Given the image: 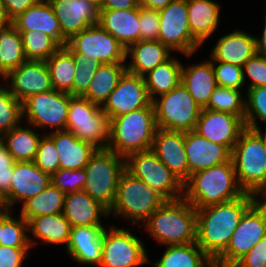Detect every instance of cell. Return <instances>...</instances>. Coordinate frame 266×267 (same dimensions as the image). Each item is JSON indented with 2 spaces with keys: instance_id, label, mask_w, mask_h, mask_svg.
Masks as SVG:
<instances>
[{
  "instance_id": "cell-17",
  "label": "cell",
  "mask_w": 266,
  "mask_h": 267,
  "mask_svg": "<svg viewBox=\"0 0 266 267\" xmlns=\"http://www.w3.org/2000/svg\"><path fill=\"white\" fill-rule=\"evenodd\" d=\"M246 129L245 121L236 115L203 108L194 131L231 151Z\"/></svg>"
},
{
  "instance_id": "cell-12",
  "label": "cell",
  "mask_w": 266,
  "mask_h": 267,
  "mask_svg": "<svg viewBox=\"0 0 266 267\" xmlns=\"http://www.w3.org/2000/svg\"><path fill=\"white\" fill-rule=\"evenodd\" d=\"M144 242L127 228H105L99 267H137L149 263Z\"/></svg>"
},
{
  "instance_id": "cell-14",
  "label": "cell",
  "mask_w": 266,
  "mask_h": 267,
  "mask_svg": "<svg viewBox=\"0 0 266 267\" xmlns=\"http://www.w3.org/2000/svg\"><path fill=\"white\" fill-rule=\"evenodd\" d=\"M160 29L158 41L172 51L191 57L200 48L192 37L188 21L187 0H174L159 11Z\"/></svg>"
},
{
  "instance_id": "cell-49",
  "label": "cell",
  "mask_w": 266,
  "mask_h": 267,
  "mask_svg": "<svg viewBox=\"0 0 266 267\" xmlns=\"http://www.w3.org/2000/svg\"><path fill=\"white\" fill-rule=\"evenodd\" d=\"M243 78L251 80L247 88L266 86V57L255 53L242 67ZM247 74V75H246ZM247 76V77H246Z\"/></svg>"
},
{
  "instance_id": "cell-26",
  "label": "cell",
  "mask_w": 266,
  "mask_h": 267,
  "mask_svg": "<svg viewBox=\"0 0 266 267\" xmlns=\"http://www.w3.org/2000/svg\"><path fill=\"white\" fill-rule=\"evenodd\" d=\"M63 214L71 227L104 226L100 217H108V210L84 190L66 193Z\"/></svg>"
},
{
  "instance_id": "cell-5",
  "label": "cell",
  "mask_w": 266,
  "mask_h": 267,
  "mask_svg": "<svg viewBox=\"0 0 266 267\" xmlns=\"http://www.w3.org/2000/svg\"><path fill=\"white\" fill-rule=\"evenodd\" d=\"M231 159L240 188L266 198V147L263 136L246 128L232 149Z\"/></svg>"
},
{
  "instance_id": "cell-9",
  "label": "cell",
  "mask_w": 266,
  "mask_h": 267,
  "mask_svg": "<svg viewBox=\"0 0 266 267\" xmlns=\"http://www.w3.org/2000/svg\"><path fill=\"white\" fill-rule=\"evenodd\" d=\"M266 236V198H258L242 215L227 249L213 262L218 267H232Z\"/></svg>"
},
{
  "instance_id": "cell-64",
  "label": "cell",
  "mask_w": 266,
  "mask_h": 267,
  "mask_svg": "<svg viewBox=\"0 0 266 267\" xmlns=\"http://www.w3.org/2000/svg\"><path fill=\"white\" fill-rule=\"evenodd\" d=\"M262 136H263V139H264V142H265V147H266V130L264 131V133L262 132L261 133V130H257Z\"/></svg>"
},
{
  "instance_id": "cell-41",
  "label": "cell",
  "mask_w": 266,
  "mask_h": 267,
  "mask_svg": "<svg viewBox=\"0 0 266 267\" xmlns=\"http://www.w3.org/2000/svg\"><path fill=\"white\" fill-rule=\"evenodd\" d=\"M12 209L3 212V228L0 245L13 248H32L29 241L28 222L19 214L13 217Z\"/></svg>"
},
{
  "instance_id": "cell-48",
  "label": "cell",
  "mask_w": 266,
  "mask_h": 267,
  "mask_svg": "<svg viewBox=\"0 0 266 267\" xmlns=\"http://www.w3.org/2000/svg\"><path fill=\"white\" fill-rule=\"evenodd\" d=\"M218 86L240 90L245 84L242 67L224 62H212Z\"/></svg>"
},
{
  "instance_id": "cell-30",
  "label": "cell",
  "mask_w": 266,
  "mask_h": 267,
  "mask_svg": "<svg viewBox=\"0 0 266 267\" xmlns=\"http://www.w3.org/2000/svg\"><path fill=\"white\" fill-rule=\"evenodd\" d=\"M187 9L191 35L202 45L220 24V4L214 0H187Z\"/></svg>"
},
{
  "instance_id": "cell-3",
  "label": "cell",
  "mask_w": 266,
  "mask_h": 267,
  "mask_svg": "<svg viewBox=\"0 0 266 267\" xmlns=\"http://www.w3.org/2000/svg\"><path fill=\"white\" fill-rule=\"evenodd\" d=\"M232 159L193 173L184 184V198L195 208L224 203L241 197Z\"/></svg>"
},
{
  "instance_id": "cell-13",
  "label": "cell",
  "mask_w": 266,
  "mask_h": 267,
  "mask_svg": "<svg viewBox=\"0 0 266 267\" xmlns=\"http://www.w3.org/2000/svg\"><path fill=\"white\" fill-rule=\"evenodd\" d=\"M70 94L51 90L30 96L22 103L23 118L27 126L66 130Z\"/></svg>"
},
{
  "instance_id": "cell-40",
  "label": "cell",
  "mask_w": 266,
  "mask_h": 267,
  "mask_svg": "<svg viewBox=\"0 0 266 267\" xmlns=\"http://www.w3.org/2000/svg\"><path fill=\"white\" fill-rule=\"evenodd\" d=\"M19 33L22 35L23 50L27 60L46 61L61 47L53 37L41 31Z\"/></svg>"
},
{
  "instance_id": "cell-56",
  "label": "cell",
  "mask_w": 266,
  "mask_h": 267,
  "mask_svg": "<svg viewBox=\"0 0 266 267\" xmlns=\"http://www.w3.org/2000/svg\"><path fill=\"white\" fill-rule=\"evenodd\" d=\"M174 0H139V6L153 9L156 11H161L167 7L170 2Z\"/></svg>"
},
{
  "instance_id": "cell-63",
  "label": "cell",
  "mask_w": 266,
  "mask_h": 267,
  "mask_svg": "<svg viewBox=\"0 0 266 267\" xmlns=\"http://www.w3.org/2000/svg\"><path fill=\"white\" fill-rule=\"evenodd\" d=\"M3 228V212L0 213V239H1V230Z\"/></svg>"
},
{
  "instance_id": "cell-20",
  "label": "cell",
  "mask_w": 266,
  "mask_h": 267,
  "mask_svg": "<svg viewBox=\"0 0 266 267\" xmlns=\"http://www.w3.org/2000/svg\"><path fill=\"white\" fill-rule=\"evenodd\" d=\"M151 150L183 184L189 180L185 132L158 128Z\"/></svg>"
},
{
  "instance_id": "cell-42",
  "label": "cell",
  "mask_w": 266,
  "mask_h": 267,
  "mask_svg": "<svg viewBox=\"0 0 266 267\" xmlns=\"http://www.w3.org/2000/svg\"><path fill=\"white\" fill-rule=\"evenodd\" d=\"M235 88L217 86L205 109L233 114L245 119V99Z\"/></svg>"
},
{
  "instance_id": "cell-2",
  "label": "cell",
  "mask_w": 266,
  "mask_h": 267,
  "mask_svg": "<svg viewBox=\"0 0 266 267\" xmlns=\"http://www.w3.org/2000/svg\"><path fill=\"white\" fill-rule=\"evenodd\" d=\"M142 225L151 238L165 246L197 240L196 209L184 197L166 200Z\"/></svg>"
},
{
  "instance_id": "cell-11",
  "label": "cell",
  "mask_w": 266,
  "mask_h": 267,
  "mask_svg": "<svg viewBox=\"0 0 266 267\" xmlns=\"http://www.w3.org/2000/svg\"><path fill=\"white\" fill-rule=\"evenodd\" d=\"M125 169L166 200H177L184 196V184L151 149L128 155L125 158Z\"/></svg>"
},
{
  "instance_id": "cell-23",
  "label": "cell",
  "mask_w": 266,
  "mask_h": 267,
  "mask_svg": "<svg viewBox=\"0 0 266 267\" xmlns=\"http://www.w3.org/2000/svg\"><path fill=\"white\" fill-rule=\"evenodd\" d=\"M51 183V175L39 169L34 162H15L11 177L10 209L38 195Z\"/></svg>"
},
{
  "instance_id": "cell-33",
  "label": "cell",
  "mask_w": 266,
  "mask_h": 267,
  "mask_svg": "<svg viewBox=\"0 0 266 267\" xmlns=\"http://www.w3.org/2000/svg\"><path fill=\"white\" fill-rule=\"evenodd\" d=\"M126 71V63L101 64L82 96L92 103L102 106Z\"/></svg>"
},
{
  "instance_id": "cell-43",
  "label": "cell",
  "mask_w": 266,
  "mask_h": 267,
  "mask_svg": "<svg viewBox=\"0 0 266 267\" xmlns=\"http://www.w3.org/2000/svg\"><path fill=\"white\" fill-rule=\"evenodd\" d=\"M245 98L246 128L259 130L258 120L266 124V86L248 88Z\"/></svg>"
},
{
  "instance_id": "cell-28",
  "label": "cell",
  "mask_w": 266,
  "mask_h": 267,
  "mask_svg": "<svg viewBox=\"0 0 266 267\" xmlns=\"http://www.w3.org/2000/svg\"><path fill=\"white\" fill-rule=\"evenodd\" d=\"M173 52L167 45L160 41H138L126 49V69L132 74L144 76L171 58Z\"/></svg>"
},
{
  "instance_id": "cell-16",
  "label": "cell",
  "mask_w": 266,
  "mask_h": 267,
  "mask_svg": "<svg viewBox=\"0 0 266 267\" xmlns=\"http://www.w3.org/2000/svg\"><path fill=\"white\" fill-rule=\"evenodd\" d=\"M151 102L144 77L126 71L101 109L111 120L147 107Z\"/></svg>"
},
{
  "instance_id": "cell-25",
  "label": "cell",
  "mask_w": 266,
  "mask_h": 267,
  "mask_svg": "<svg viewBox=\"0 0 266 267\" xmlns=\"http://www.w3.org/2000/svg\"><path fill=\"white\" fill-rule=\"evenodd\" d=\"M125 49L140 41V6L126 10H99V23Z\"/></svg>"
},
{
  "instance_id": "cell-6",
  "label": "cell",
  "mask_w": 266,
  "mask_h": 267,
  "mask_svg": "<svg viewBox=\"0 0 266 267\" xmlns=\"http://www.w3.org/2000/svg\"><path fill=\"white\" fill-rule=\"evenodd\" d=\"M165 201L162 195L125 169L119 178L115 201L108 214L128 219L132 225L143 224Z\"/></svg>"
},
{
  "instance_id": "cell-7",
  "label": "cell",
  "mask_w": 266,
  "mask_h": 267,
  "mask_svg": "<svg viewBox=\"0 0 266 267\" xmlns=\"http://www.w3.org/2000/svg\"><path fill=\"white\" fill-rule=\"evenodd\" d=\"M84 170L86 182L82 190L109 211L125 170V158L109 149H97Z\"/></svg>"
},
{
  "instance_id": "cell-37",
  "label": "cell",
  "mask_w": 266,
  "mask_h": 267,
  "mask_svg": "<svg viewBox=\"0 0 266 267\" xmlns=\"http://www.w3.org/2000/svg\"><path fill=\"white\" fill-rule=\"evenodd\" d=\"M26 61L22 35L15 26L0 29V78Z\"/></svg>"
},
{
  "instance_id": "cell-50",
  "label": "cell",
  "mask_w": 266,
  "mask_h": 267,
  "mask_svg": "<svg viewBox=\"0 0 266 267\" xmlns=\"http://www.w3.org/2000/svg\"><path fill=\"white\" fill-rule=\"evenodd\" d=\"M159 29V11L140 6V40L158 41Z\"/></svg>"
},
{
  "instance_id": "cell-55",
  "label": "cell",
  "mask_w": 266,
  "mask_h": 267,
  "mask_svg": "<svg viewBox=\"0 0 266 267\" xmlns=\"http://www.w3.org/2000/svg\"><path fill=\"white\" fill-rule=\"evenodd\" d=\"M12 175L13 171L0 173V193L5 197L9 208H10V190H11Z\"/></svg>"
},
{
  "instance_id": "cell-4",
  "label": "cell",
  "mask_w": 266,
  "mask_h": 267,
  "mask_svg": "<svg viewBox=\"0 0 266 267\" xmlns=\"http://www.w3.org/2000/svg\"><path fill=\"white\" fill-rule=\"evenodd\" d=\"M158 127L154 105L140 108L110 120L107 149L126 158L128 155L150 150Z\"/></svg>"
},
{
  "instance_id": "cell-34",
  "label": "cell",
  "mask_w": 266,
  "mask_h": 267,
  "mask_svg": "<svg viewBox=\"0 0 266 267\" xmlns=\"http://www.w3.org/2000/svg\"><path fill=\"white\" fill-rule=\"evenodd\" d=\"M182 63L171 57L163 64L145 74L144 80L151 101L170 92L181 83Z\"/></svg>"
},
{
  "instance_id": "cell-58",
  "label": "cell",
  "mask_w": 266,
  "mask_h": 267,
  "mask_svg": "<svg viewBox=\"0 0 266 267\" xmlns=\"http://www.w3.org/2000/svg\"><path fill=\"white\" fill-rule=\"evenodd\" d=\"M264 29L262 30V36L261 38L255 37L256 42V53L261 54L266 57V12H265V23H264Z\"/></svg>"
},
{
  "instance_id": "cell-10",
  "label": "cell",
  "mask_w": 266,
  "mask_h": 267,
  "mask_svg": "<svg viewBox=\"0 0 266 267\" xmlns=\"http://www.w3.org/2000/svg\"><path fill=\"white\" fill-rule=\"evenodd\" d=\"M152 103L157 127L169 131H194L202 110L181 83Z\"/></svg>"
},
{
  "instance_id": "cell-27",
  "label": "cell",
  "mask_w": 266,
  "mask_h": 267,
  "mask_svg": "<svg viewBox=\"0 0 266 267\" xmlns=\"http://www.w3.org/2000/svg\"><path fill=\"white\" fill-rule=\"evenodd\" d=\"M47 134L54 140L60 169L84 168L97 150L92 144L79 140L72 132L66 130H52Z\"/></svg>"
},
{
  "instance_id": "cell-1",
  "label": "cell",
  "mask_w": 266,
  "mask_h": 267,
  "mask_svg": "<svg viewBox=\"0 0 266 267\" xmlns=\"http://www.w3.org/2000/svg\"><path fill=\"white\" fill-rule=\"evenodd\" d=\"M257 199L244 193L235 200L196 209V243L213 262L227 249L242 215Z\"/></svg>"
},
{
  "instance_id": "cell-8",
  "label": "cell",
  "mask_w": 266,
  "mask_h": 267,
  "mask_svg": "<svg viewBox=\"0 0 266 267\" xmlns=\"http://www.w3.org/2000/svg\"><path fill=\"white\" fill-rule=\"evenodd\" d=\"M110 119L101 106L83 96H71L66 121V131L97 149H107Z\"/></svg>"
},
{
  "instance_id": "cell-15",
  "label": "cell",
  "mask_w": 266,
  "mask_h": 267,
  "mask_svg": "<svg viewBox=\"0 0 266 267\" xmlns=\"http://www.w3.org/2000/svg\"><path fill=\"white\" fill-rule=\"evenodd\" d=\"M72 53H80L101 64L126 63V49L99 24L73 35L65 45Z\"/></svg>"
},
{
  "instance_id": "cell-45",
  "label": "cell",
  "mask_w": 266,
  "mask_h": 267,
  "mask_svg": "<svg viewBox=\"0 0 266 267\" xmlns=\"http://www.w3.org/2000/svg\"><path fill=\"white\" fill-rule=\"evenodd\" d=\"M75 58V75L71 96H82L88 89L96 70L101 65L100 62L90 60L80 53H72Z\"/></svg>"
},
{
  "instance_id": "cell-57",
  "label": "cell",
  "mask_w": 266,
  "mask_h": 267,
  "mask_svg": "<svg viewBox=\"0 0 266 267\" xmlns=\"http://www.w3.org/2000/svg\"><path fill=\"white\" fill-rule=\"evenodd\" d=\"M14 159L13 156L5 151V158H0V173L14 171Z\"/></svg>"
},
{
  "instance_id": "cell-22",
  "label": "cell",
  "mask_w": 266,
  "mask_h": 267,
  "mask_svg": "<svg viewBox=\"0 0 266 267\" xmlns=\"http://www.w3.org/2000/svg\"><path fill=\"white\" fill-rule=\"evenodd\" d=\"M104 231V226L71 227L67 254L81 265L98 267L102 259Z\"/></svg>"
},
{
  "instance_id": "cell-54",
  "label": "cell",
  "mask_w": 266,
  "mask_h": 267,
  "mask_svg": "<svg viewBox=\"0 0 266 267\" xmlns=\"http://www.w3.org/2000/svg\"><path fill=\"white\" fill-rule=\"evenodd\" d=\"M139 6V0H103L100 10H126Z\"/></svg>"
},
{
  "instance_id": "cell-44",
  "label": "cell",
  "mask_w": 266,
  "mask_h": 267,
  "mask_svg": "<svg viewBox=\"0 0 266 267\" xmlns=\"http://www.w3.org/2000/svg\"><path fill=\"white\" fill-rule=\"evenodd\" d=\"M23 119L22 102L0 85V132L7 133L18 127Z\"/></svg>"
},
{
  "instance_id": "cell-60",
  "label": "cell",
  "mask_w": 266,
  "mask_h": 267,
  "mask_svg": "<svg viewBox=\"0 0 266 267\" xmlns=\"http://www.w3.org/2000/svg\"><path fill=\"white\" fill-rule=\"evenodd\" d=\"M6 142L4 133L0 132V158H5Z\"/></svg>"
},
{
  "instance_id": "cell-18",
  "label": "cell",
  "mask_w": 266,
  "mask_h": 267,
  "mask_svg": "<svg viewBox=\"0 0 266 267\" xmlns=\"http://www.w3.org/2000/svg\"><path fill=\"white\" fill-rule=\"evenodd\" d=\"M3 79L5 87L22 103L32 95L53 90L45 61L27 60Z\"/></svg>"
},
{
  "instance_id": "cell-53",
  "label": "cell",
  "mask_w": 266,
  "mask_h": 267,
  "mask_svg": "<svg viewBox=\"0 0 266 267\" xmlns=\"http://www.w3.org/2000/svg\"><path fill=\"white\" fill-rule=\"evenodd\" d=\"M9 17L13 21L29 7L35 5L39 0H2Z\"/></svg>"
},
{
  "instance_id": "cell-31",
  "label": "cell",
  "mask_w": 266,
  "mask_h": 267,
  "mask_svg": "<svg viewBox=\"0 0 266 267\" xmlns=\"http://www.w3.org/2000/svg\"><path fill=\"white\" fill-rule=\"evenodd\" d=\"M181 84L203 109L218 86L210 60L189 66L182 65Z\"/></svg>"
},
{
  "instance_id": "cell-38",
  "label": "cell",
  "mask_w": 266,
  "mask_h": 267,
  "mask_svg": "<svg viewBox=\"0 0 266 267\" xmlns=\"http://www.w3.org/2000/svg\"><path fill=\"white\" fill-rule=\"evenodd\" d=\"M32 128L19 125L4 134L6 148L15 162H34L42 135Z\"/></svg>"
},
{
  "instance_id": "cell-35",
  "label": "cell",
  "mask_w": 266,
  "mask_h": 267,
  "mask_svg": "<svg viewBox=\"0 0 266 267\" xmlns=\"http://www.w3.org/2000/svg\"><path fill=\"white\" fill-rule=\"evenodd\" d=\"M164 254L155 267H212L213 261L196 242L166 246Z\"/></svg>"
},
{
  "instance_id": "cell-47",
  "label": "cell",
  "mask_w": 266,
  "mask_h": 267,
  "mask_svg": "<svg viewBox=\"0 0 266 267\" xmlns=\"http://www.w3.org/2000/svg\"><path fill=\"white\" fill-rule=\"evenodd\" d=\"M85 182L86 173L84 168L76 170L58 169L51 175V183L65 194L82 190Z\"/></svg>"
},
{
  "instance_id": "cell-52",
  "label": "cell",
  "mask_w": 266,
  "mask_h": 267,
  "mask_svg": "<svg viewBox=\"0 0 266 267\" xmlns=\"http://www.w3.org/2000/svg\"><path fill=\"white\" fill-rule=\"evenodd\" d=\"M31 248H13L0 245V267H22Z\"/></svg>"
},
{
  "instance_id": "cell-61",
  "label": "cell",
  "mask_w": 266,
  "mask_h": 267,
  "mask_svg": "<svg viewBox=\"0 0 266 267\" xmlns=\"http://www.w3.org/2000/svg\"><path fill=\"white\" fill-rule=\"evenodd\" d=\"M9 209L5 197L0 193V213Z\"/></svg>"
},
{
  "instance_id": "cell-51",
  "label": "cell",
  "mask_w": 266,
  "mask_h": 267,
  "mask_svg": "<svg viewBox=\"0 0 266 267\" xmlns=\"http://www.w3.org/2000/svg\"><path fill=\"white\" fill-rule=\"evenodd\" d=\"M232 267H266V236L240 258Z\"/></svg>"
},
{
  "instance_id": "cell-39",
  "label": "cell",
  "mask_w": 266,
  "mask_h": 267,
  "mask_svg": "<svg viewBox=\"0 0 266 267\" xmlns=\"http://www.w3.org/2000/svg\"><path fill=\"white\" fill-rule=\"evenodd\" d=\"M45 62L49 69L53 89L69 94L73 90L76 68L72 52L66 46H61Z\"/></svg>"
},
{
  "instance_id": "cell-62",
  "label": "cell",
  "mask_w": 266,
  "mask_h": 267,
  "mask_svg": "<svg viewBox=\"0 0 266 267\" xmlns=\"http://www.w3.org/2000/svg\"><path fill=\"white\" fill-rule=\"evenodd\" d=\"M91 4H93L94 6H96L99 10L101 9L102 7V2L103 0H85Z\"/></svg>"
},
{
  "instance_id": "cell-59",
  "label": "cell",
  "mask_w": 266,
  "mask_h": 267,
  "mask_svg": "<svg viewBox=\"0 0 266 267\" xmlns=\"http://www.w3.org/2000/svg\"><path fill=\"white\" fill-rule=\"evenodd\" d=\"M12 24H13V21L9 17L3 1L0 0V29L8 27Z\"/></svg>"
},
{
  "instance_id": "cell-36",
  "label": "cell",
  "mask_w": 266,
  "mask_h": 267,
  "mask_svg": "<svg viewBox=\"0 0 266 267\" xmlns=\"http://www.w3.org/2000/svg\"><path fill=\"white\" fill-rule=\"evenodd\" d=\"M65 193L50 183L38 195L22 203L20 215L28 222L34 217L63 213Z\"/></svg>"
},
{
  "instance_id": "cell-46",
  "label": "cell",
  "mask_w": 266,
  "mask_h": 267,
  "mask_svg": "<svg viewBox=\"0 0 266 267\" xmlns=\"http://www.w3.org/2000/svg\"><path fill=\"white\" fill-rule=\"evenodd\" d=\"M42 135L44 136L41 137L34 163L39 169L52 175L60 169L59 155L54 140L47 134V131H42Z\"/></svg>"
},
{
  "instance_id": "cell-19",
  "label": "cell",
  "mask_w": 266,
  "mask_h": 267,
  "mask_svg": "<svg viewBox=\"0 0 266 267\" xmlns=\"http://www.w3.org/2000/svg\"><path fill=\"white\" fill-rule=\"evenodd\" d=\"M61 29V46L75 34L99 23V9L85 0H48Z\"/></svg>"
},
{
  "instance_id": "cell-32",
  "label": "cell",
  "mask_w": 266,
  "mask_h": 267,
  "mask_svg": "<svg viewBox=\"0 0 266 267\" xmlns=\"http://www.w3.org/2000/svg\"><path fill=\"white\" fill-rule=\"evenodd\" d=\"M70 229V223L63 213L42 215L28 221V231L33 236L29 237L32 247L37 244L31 239L34 237V239L42 240L50 245L65 244L66 247L70 237Z\"/></svg>"
},
{
  "instance_id": "cell-29",
  "label": "cell",
  "mask_w": 266,
  "mask_h": 267,
  "mask_svg": "<svg viewBox=\"0 0 266 267\" xmlns=\"http://www.w3.org/2000/svg\"><path fill=\"white\" fill-rule=\"evenodd\" d=\"M19 32L41 31L61 45V29L54 9L48 0H39L13 20Z\"/></svg>"
},
{
  "instance_id": "cell-24",
  "label": "cell",
  "mask_w": 266,
  "mask_h": 267,
  "mask_svg": "<svg viewBox=\"0 0 266 267\" xmlns=\"http://www.w3.org/2000/svg\"><path fill=\"white\" fill-rule=\"evenodd\" d=\"M255 53V36L236 29L218 39L211 50L209 60L243 67Z\"/></svg>"
},
{
  "instance_id": "cell-21",
  "label": "cell",
  "mask_w": 266,
  "mask_h": 267,
  "mask_svg": "<svg viewBox=\"0 0 266 267\" xmlns=\"http://www.w3.org/2000/svg\"><path fill=\"white\" fill-rule=\"evenodd\" d=\"M185 152L189 178L193 173L229 162L232 154L227 146L216 144L195 131L185 132Z\"/></svg>"
}]
</instances>
